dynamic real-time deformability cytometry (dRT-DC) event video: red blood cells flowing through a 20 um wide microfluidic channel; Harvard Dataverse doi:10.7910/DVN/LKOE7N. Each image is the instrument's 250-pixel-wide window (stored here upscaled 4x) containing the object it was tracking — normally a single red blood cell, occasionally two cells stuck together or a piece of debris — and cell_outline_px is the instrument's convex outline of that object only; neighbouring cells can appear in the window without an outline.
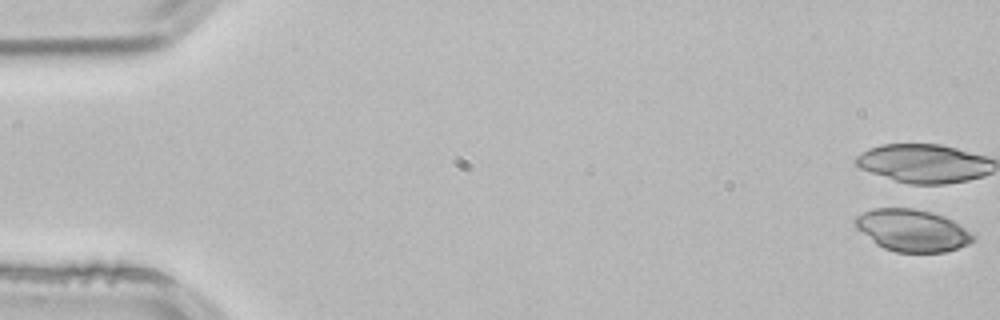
{"species": "common noctule bat (a hibernating species)", "species_latin": "Nyctalus noctula", "temperature_condition": "room temperature", "stored_images_in_passage": 5, "camera_frame_rate_fps": 3000, "um_per_image_px": 0.085, "animal": {"sex": "male", "body_mass_g": 21.5, "forearm_length_mm": 52.0}, "frame": {"image": 1, "passage_image": 1, "time_ms": 0.0, "image_size_px": [1000, 320], "cell_outline_px": [[976, 240], [968, 244], [944, 252], [896, 252], [884, 248], [876, 244], [856, 228], [852, 224], [852, 220], [856, 216], [872, 208], [912, 208], [932, 212], [944, 216], [952, 220], [976, 236]], "centroid_in_image_um": [77.51, 19.57], "position_along_channel_um": 7.5, "area_um2": 28.96}}